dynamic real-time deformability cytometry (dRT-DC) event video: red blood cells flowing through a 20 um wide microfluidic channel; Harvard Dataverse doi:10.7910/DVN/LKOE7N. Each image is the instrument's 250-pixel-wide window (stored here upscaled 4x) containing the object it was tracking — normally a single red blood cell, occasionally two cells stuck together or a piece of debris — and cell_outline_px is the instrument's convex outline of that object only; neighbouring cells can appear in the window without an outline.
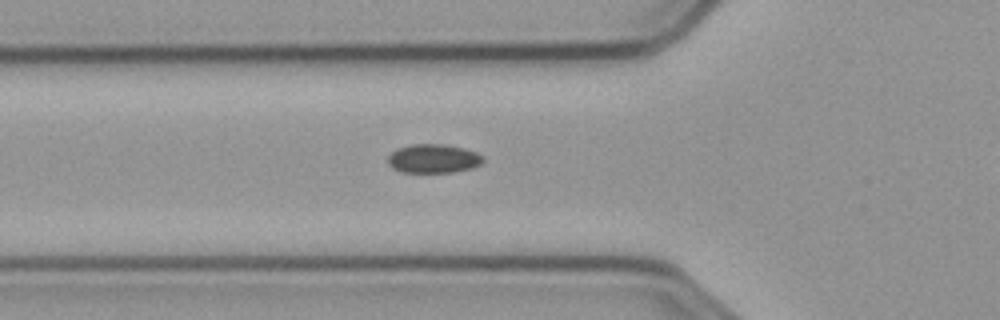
{"species": "common noctule bat (a hibernating species)", "species_latin": "Nyctalus noctula", "temperature_condition": "cold", "stored_images_in_passage": 40, "camera_frame_rate_fps": 3000, "um_per_image_px": 0.085, "animal": {"sex": "male", "body_mass_g": 23.1, "forearm_length_mm": 52.7}, "frame": {"image": 1, "passage_image": 9, "time_ms": 2.667, "image_size_px": [1000, 320], "cell_outline_px": [[484, 160], [480, 164], [472, 168], [452, 172], [404, 172], [392, 168], [388, 164], [388, 156], [396, 148], [412, 144], [444, 144], [464, 148], [476, 152], [484, 156]], "centroid_in_image_um": [36.84, 13.47], "position_along_channel_um": 89.0, "area_um2": 16.07}}
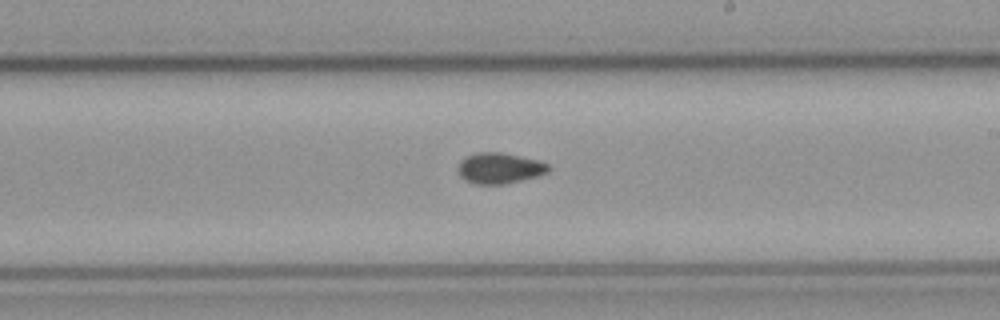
{"frame": {"image": 2, "passage_image": 22, "time_ms": 7.0, "image_size_px": [1000, 320], "cell_outline_px": [[548, 172], [536, 176], [504, 184], [472, 184], [464, 180], [460, 176], [460, 160], [476, 152], [500, 152], [536, 160], [548, 164]], "centroid_in_image_um": [42.42, 14.3], "position_along_channel_um": 246.6, "area_um2": 15.9}}
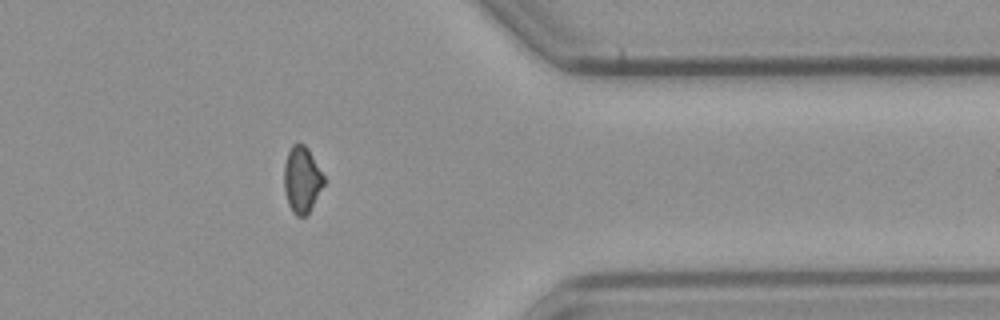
{"frame": {"image": 3, "passage_image": 35, "time_ms": 11.333, "image_size_px": [1000, 320], "cell_outline_px": [[324, 184], [308, 212], [304, 216], [296, 216], [292, 212], [288, 204], [284, 192], [284, 164], [288, 152], [292, 144], [296, 140], [304, 144], [308, 148], [324, 176]], "centroid_in_image_um": [25.63, 15.22], "position_along_channel_um": 385.8, "area_um2": 15.37}, "authors_computed_cell_mechanics": {"area_um2": 15.8661, "velocity_mm_per_s": 3.6183, "shape_relaxation_time_tau1_ms": null, "shape_relaxation_time_tau2_ms": 5.3954, "deformation_change_tau1": null, "deformation_change_tau2": 0.0743}}